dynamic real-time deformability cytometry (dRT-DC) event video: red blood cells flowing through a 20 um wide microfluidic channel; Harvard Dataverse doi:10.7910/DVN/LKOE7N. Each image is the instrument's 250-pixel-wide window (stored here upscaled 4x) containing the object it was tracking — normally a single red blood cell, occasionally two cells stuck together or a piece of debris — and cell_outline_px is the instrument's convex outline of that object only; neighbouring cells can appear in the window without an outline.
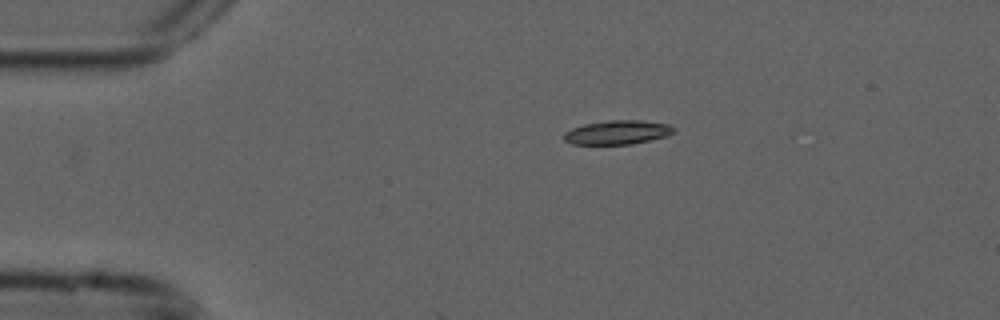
{"species": "common noctule bat (a hibernating species)", "species_latin": "Nyctalus noctula", "temperature_condition": "cold", "stored_images_in_passage": 15, "camera_frame_rate_fps": 3000, "um_per_image_px": 0.085, "animal": {"sex": "male", "forearm_length_mm": 52.5}, "frame": {"image": 1, "passage_image": 1, "time_ms": 0.0, "image_size_px": [1000, 320], "cell_outline_px": [[676, 128], [668, 136], [632, 144], [572, 144], [564, 140], [564, 132], [572, 128], [584, 124], [608, 120], [640, 120], [668, 124]], "centroid_in_image_um": [52.48, 11.25], "position_along_channel_um": 32.5, "area_um2": 15.37}}
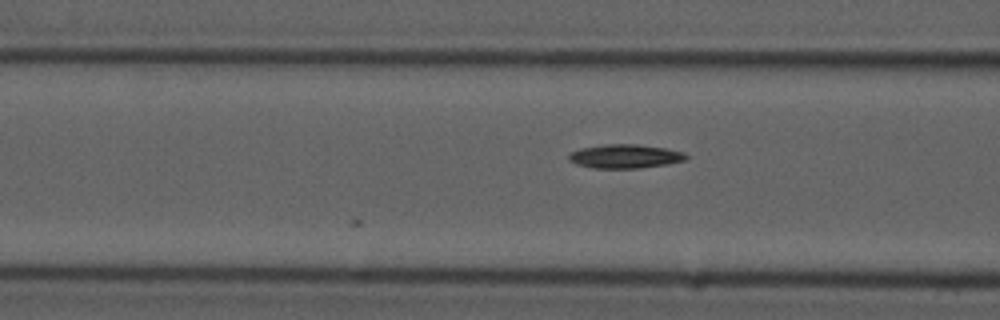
{"frame": {"image": 2, "passage_image": 11, "time_ms": 3.333, "image_size_px": [1000, 320], "cell_outline_px": [[688, 156], [684, 160], [668, 164], [640, 168], [592, 168], [576, 164], [568, 160], [568, 156], [572, 152], [580, 148], [604, 144], [636, 144], [664, 148], [684, 152]], "centroid_in_image_um": [53.11, 13.28], "position_along_channel_um": 113.5, "area_um2": 16.3}}
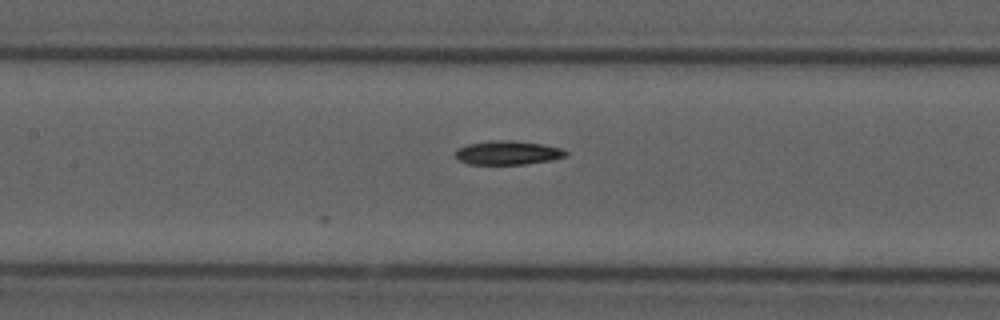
{"frame": {"image": 3, "passage_image": 15, "time_ms": 4.667, "image_size_px": [1000, 320], "cell_outline_px": [[568, 156], [552, 160], [524, 164], [468, 164], [460, 160], [456, 156], [456, 152], [460, 148], [468, 144], [488, 140], [512, 140], [544, 144], [560, 148], [568, 152]], "centroid_in_image_um": [43.21, 12.98], "position_along_channel_um": 164.2, "area_um2": 15.37}}